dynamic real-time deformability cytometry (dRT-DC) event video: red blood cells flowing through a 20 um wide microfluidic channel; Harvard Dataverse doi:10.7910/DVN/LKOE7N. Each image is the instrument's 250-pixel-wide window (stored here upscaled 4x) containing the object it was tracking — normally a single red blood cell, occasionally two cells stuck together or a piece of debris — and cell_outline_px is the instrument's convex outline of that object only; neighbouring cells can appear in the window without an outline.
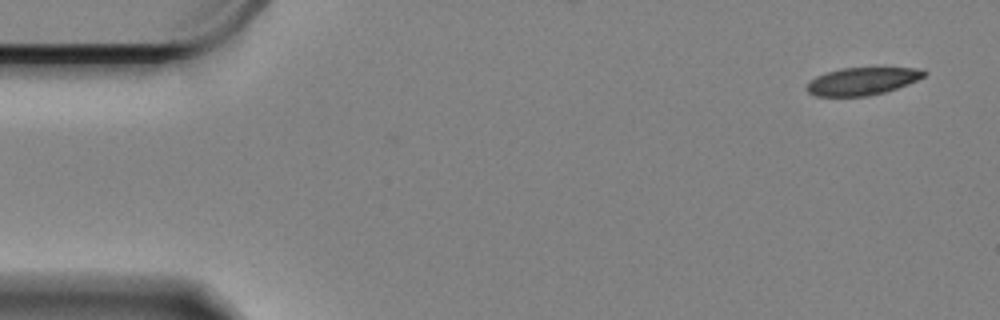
{"species": "Egyptian fruit bat (a non-hibernating species)", "species_latin": "Rousettus aegyptiacus", "temperature_condition": "cold", "stored_images_in_passage": 8, "camera_frame_rate_fps": 3000, "um_per_image_px": 0.085, "animal": {"sex": "female"}, "frame": {"image": 1, "passage_image": 8, "time_ms": 2.333, "image_size_px": [1000, 320], "cell_outline_px": [[928, 72], [924, 76], [908, 84], [884, 92], [868, 96], [816, 96], [808, 92], [804, 88], [816, 76], [840, 68], [880, 64], [924, 68]], "centroid_in_image_um": [73.4, 6.82], "position_along_channel_um": 11.6, "area_um2": 19.94}}